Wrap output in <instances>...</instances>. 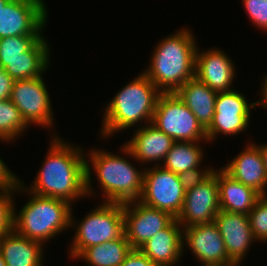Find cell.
I'll list each match as a JSON object with an SVG mask.
<instances>
[{"mask_svg": "<svg viewBox=\"0 0 267 266\" xmlns=\"http://www.w3.org/2000/svg\"><path fill=\"white\" fill-rule=\"evenodd\" d=\"M50 143L37 177L26 189L36 195L62 199L70 204L86 197L84 154L87 153L56 135L52 136Z\"/></svg>", "mask_w": 267, "mask_h": 266, "instance_id": "6da1fadb", "label": "cell"}, {"mask_svg": "<svg viewBox=\"0 0 267 266\" xmlns=\"http://www.w3.org/2000/svg\"><path fill=\"white\" fill-rule=\"evenodd\" d=\"M197 43L193 33L180 29L157 43L144 74L162 92H176L195 77Z\"/></svg>", "mask_w": 267, "mask_h": 266, "instance_id": "7a4b0ae2", "label": "cell"}, {"mask_svg": "<svg viewBox=\"0 0 267 266\" xmlns=\"http://www.w3.org/2000/svg\"><path fill=\"white\" fill-rule=\"evenodd\" d=\"M90 155V156H89ZM86 158V193L92 196L91 167L103 190L104 202L126 203L139 200L143 190L144 169H136L126 157L92 149ZM90 161L91 163H89Z\"/></svg>", "mask_w": 267, "mask_h": 266, "instance_id": "3957f363", "label": "cell"}, {"mask_svg": "<svg viewBox=\"0 0 267 266\" xmlns=\"http://www.w3.org/2000/svg\"><path fill=\"white\" fill-rule=\"evenodd\" d=\"M161 93L143 72L139 74L119 90L106 105L103 111L101 137H109L119 130H127L142 121L151 123Z\"/></svg>", "mask_w": 267, "mask_h": 266, "instance_id": "277c9868", "label": "cell"}, {"mask_svg": "<svg viewBox=\"0 0 267 266\" xmlns=\"http://www.w3.org/2000/svg\"><path fill=\"white\" fill-rule=\"evenodd\" d=\"M25 186L27 185L20 180L18 192L21 190L28 192L30 199L20 212L16 213L14 210V230L18 234L44 245L57 234L76 225L77 221L71 213L72 204L62 199L36 195L28 191Z\"/></svg>", "mask_w": 267, "mask_h": 266, "instance_id": "5b68a950", "label": "cell"}, {"mask_svg": "<svg viewBox=\"0 0 267 266\" xmlns=\"http://www.w3.org/2000/svg\"><path fill=\"white\" fill-rule=\"evenodd\" d=\"M124 230L123 203L103 202L77 223L69 255L76 260L86 248L121 238Z\"/></svg>", "mask_w": 267, "mask_h": 266, "instance_id": "8992f818", "label": "cell"}, {"mask_svg": "<svg viewBox=\"0 0 267 266\" xmlns=\"http://www.w3.org/2000/svg\"><path fill=\"white\" fill-rule=\"evenodd\" d=\"M151 123L175 142L208 141L206 130L175 92L160 94Z\"/></svg>", "mask_w": 267, "mask_h": 266, "instance_id": "52a82bcc", "label": "cell"}, {"mask_svg": "<svg viewBox=\"0 0 267 266\" xmlns=\"http://www.w3.org/2000/svg\"><path fill=\"white\" fill-rule=\"evenodd\" d=\"M153 167L144 169L143 190L139 201L147 206L166 211L177 218L185 198V191L178 174L161 165Z\"/></svg>", "mask_w": 267, "mask_h": 266, "instance_id": "ba28073f", "label": "cell"}, {"mask_svg": "<svg viewBox=\"0 0 267 266\" xmlns=\"http://www.w3.org/2000/svg\"><path fill=\"white\" fill-rule=\"evenodd\" d=\"M258 101L248 103L244 94L235 89L218 92L215 101L213 121L206 129L208 142L215 141L220 133L237 135L244 132L250 123L251 109H256Z\"/></svg>", "mask_w": 267, "mask_h": 266, "instance_id": "9c48e42d", "label": "cell"}, {"mask_svg": "<svg viewBox=\"0 0 267 266\" xmlns=\"http://www.w3.org/2000/svg\"><path fill=\"white\" fill-rule=\"evenodd\" d=\"M40 77L15 80L11 90L10 100L21 112L28 125L53 127L54 117L50 94L47 91L44 79Z\"/></svg>", "mask_w": 267, "mask_h": 266, "instance_id": "30bf717a", "label": "cell"}, {"mask_svg": "<svg viewBox=\"0 0 267 266\" xmlns=\"http://www.w3.org/2000/svg\"><path fill=\"white\" fill-rule=\"evenodd\" d=\"M46 9L44 0H10L0 11V38L43 35Z\"/></svg>", "mask_w": 267, "mask_h": 266, "instance_id": "8fae6325", "label": "cell"}, {"mask_svg": "<svg viewBox=\"0 0 267 266\" xmlns=\"http://www.w3.org/2000/svg\"><path fill=\"white\" fill-rule=\"evenodd\" d=\"M123 212L125 236L132 249H139L175 219L170 213L139 200L123 203Z\"/></svg>", "mask_w": 267, "mask_h": 266, "instance_id": "7c38bea8", "label": "cell"}, {"mask_svg": "<svg viewBox=\"0 0 267 266\" xmlns=\"http://www.w3.org/2000/svg\"><path fill=\"white\" fill-rule=\"evenodd\" d=\"M220 210L217 170L197 187L185 192L184 203L177 221L184 227L214 221Z\"/></svg>", "mask_w": 267, "mask_h": 266, "instance_id": "4fadbf2b", "label": "cell"}, {"mask_svg": "<svg viewBox=\"0 0 267 266\" xmlns=\"http://www.w3.org/2000/svg\"><path fill=\"white\" fill-rule=\"evenodd\" d=\"M185 244L200 264L234 265L228 258L224 240L214 221L184 227L183 252Z\"/></svg>", "mask_w": 267, "mask_h": 266, "instance_id": "5bb4252c", "label": "cell"}, {"mask_svg": "<svg viewBox=\"0 0 267 266\" xmlns=\"http://www.w3.org/2000/svg\"><path fill=\"white\" fill-rule=\"evenodd\" d=\"M214 222L224 240L229 260L235 265H240L249 247L256 242L248 215L219 210Z\"/></svg>", "mask_w": 267, "mask_h": 266, "instance_id": "9a60e30c", "label": "cell"}, {"mask_svg": "<svg viewBox=\"0 0 267 266\" xmlns=\"http://www.w3.org/2000/svg\"><path fill=\"white\" fill-rule=\"evenodd\" d=\"M198 48L195 54V77L217 93L233 90L231 85L236 70L229 55L218 48L202 52Z\"/></svg>", "mask_w": 267, "mask_h": 266, "instance_id": "2e32d148", "label": "cell"}, {"mask_svg": "<svg viewBox=\"0 0 267 266\" xmlns=\"http://www.w3.org/2000/svg\"><path fill=\"white\" fill-rule=\"evenodd\" d=\"M140 127L136 129L133 137L121 146L120 150L124 155L143 164L148 165L149 162L158 161L156 165L160 166L159 162L164 161L175 141L152 123L142 126L140 124Z\"/></svg>", "mask_w": 267, "mask_h": 266, "instance_id": "e0dca14e", "label": "cell"}, {"mask_svg": "<svg viewBox=\"0 0 267 266\" xmlns=\"http://www.w3.org/2000/svg\"><path fill=\"white\" fill-rule=\"evenodd\" d=\"M246 145L245 149L222 169L260 195H267V176L259 148L253 142Z\"/></svg>", "mask_w": 267, "mask_h": 266, "instance_id": "ac0fdd59", "label": "cell"}, {"mask_svg": "<svg viewBox=\"0 0 267 266\" xmlns=\"http://www.w3.org/2000/svg\"><path fill=\"white\" fill-rule=\"evenodd\" d=\"M139 249L157 266L175 265L183 255V227L175 218Z\"/></svg>", "mask_w": 267, "mask_h": 266, "instance_id": "d6986e66", "label": "cell"}, {"mask_svg": "<svg viewBox=\"0 0 267 266\" xmlns=\"http://www.w3.org/2000/svg\"><path fill=\"white\" fill-rule=\"evenodd\" d=\"M42 246L41 242L28 239L15 230L0 237V253L6 266H43Z\"/></svg>", "mask_w": 267, "mask_h": 266, "instance_id": "ffe728a7", "label": "cell"}, {"mask_svg": "<svg viewBox=\"0 0 267 266\" xmlns=\"http://www.w3.org/2000/svg\"><path fill=\"white\" fill-rule=\"evenodd\" d=\"M217 181L220 210L248 215L261 196L254 189L233 179L222 168L217 170Z\"/></svg>", "mask_w": 267, "mask_h": 266, "instance_id": "44dd1931", "label": "cell"}, {"mask_svg": "<svg viewBox=\"0 0 267 266\" xmlns=\"http://www.w3.org/2000/svg\"><path fill=\"white\" fill-rule=\"evenodd\" d=\"M41 37L27 52L15 59H5V72L14 80L40 77L50 66V49Z\"/></svg>", "mask_w": 267, "mask_h": 266, "instance_id": "7402d4cb", "label": "cell"}, {"mask_svg": "<svg viewBox=\"0 0 267 266\" xmlns=\"http://www.w3.org/2000/svg\"><path fill=\"white\" fill-rule=\"evenodd\" d=\"M175 93L206 130L213 121L217 92L194 77Z\"/></svg>", "mask_w": 267, "mask_h": 266, "instance_id": "603a6c76", "label": "cell"}, {"mask_svg": "<svg viewBox=\"0 0 267 266\" xmlns=\"http://www.w3.org/2000/svg\"><path fill=\"white\" fill-rule=\"evenodd\" d=\"M132 250L125 234L121 238L86 248L76 259L91 266H120Z\"/></svg>", "mask_w": 267, "mask_h": 266, "instance_id": "cb8c5ba5", "label": "cell"}, {"mask_svg": "<svg viewBox=\"0 0 267 266\" xmlns=\"http://www.w3.org/2000/svg\"><path fill=\"white\" fill-rule=\"evenodd\" d=\"M200 142H175L160 165L175 174L199 167L204 159Z\"/></svg>", "mask_w": 267, "mask_h": 266, "instance_id": "d4e9b609", "label": "cell"}, {"mask_svg": "<svg viewBox=\"0 0 267 266\" xmlns=\"http://www.w3.org/2000/svg\"><path fill=\"white\" fill-rule=\"evenodd\" d=\"M29 125L23 119L21 112L10 100H0V140L15 141Z\"/></svg>", "mask_w": 267, "mask_h": 266, "instance_id": "484cf974", "label": "cell"}, {"mask_svg": "<svg viewBox=\"0 0 267 266\" xmlns=\"http://www.w3.org/2000/svg\"><path fill=\"white\" fill-rule=\"evenodd\" d=\"M42 35H20L0 38V62L5 67V59H15L27 52Z\"/></svg>", "mask_w": 267, "mask_h": 266, "instance_id": "4316f807", "label": "cell"}, {"mask_svg": "<svg viewBox=\"0 0 267 266\" xmlns=\"http://www.w3.org/2000/svg\"><path fill=\"white\" fill-rule=\"evenodd\" d=\"M18 192V184L0 188V237L14 230V210L16 209L13 194Z\"/></svg>", "mask_w": 267, "mask_h": 266, "instance_id": "83f0119b", "label": "cell"}, {"mask_svg": "<svg viewBox=\"0 0 267 266\" xmlns=\"http://www.w3.org/2000/svg\"><path fill=\"white\" fill-rule=\"evenodd\" d=\"M248 217L254 239L267 242V195L258 198Z\"/></svg>", "mask_w": 267, "mask_h": 266, "instance_id": "f1b7e54d", "label": "cell"}, {"mask_svg": "<svg viewBox=\"0 0 267 266\" xmlns=\"http://www.w3.org/2000/svg\"><path fill=\"white\" fill-rule=\"evenodd\" d=\"M246 14L257 28L267 31V0H242Z\"/></svg>", "mask_w": 267, "mask_h": 266, "instance_id": "f546056e", "label": "cell"}, {"mask_svg": "<svg viewBox=\"0 0 267 266\" xmlns=\"http://www.w3.org/2000/svg\"><path fill=\"white\" fill-rule=\"evenodd\" d=\"M201 167H196L193 169H189L187 171L181 172L178 174L180 183L182 184V187L185 192L188 190L193 189L194 187H197L199 184H201L205 179H207L214 171V168L212 167H205V170L202 169L200 171Z\"/></svg>", "mask_w": 267, "mask_h": 266, "instance_id": "4dcf8cb0", "label": "cell"}, {"mask_svg": "<svg viewBox=\"0 0 267 266\" xmlns=\"http://www.w3.org/2000/svg\"><path fill=\"white\" fill-rule=\"evenodd\" d=\"M120 266H157L140 249H132Z\"/></svg>", "mask_w": 267, "mask_h": 266, "instance_id": "1f68e13d", "label": "cell"}, {"mask_svg": "<svg viewBox=\"0 0 267 266\" xmlns=\"http://www.w3.org/2000/svg\"><path fill=\"white\" fill-rule=\"evenodd\" d=\"M6 166L2 158H0V188L16 186L20 182V178Z\"/></svg>", "mask_w": 267, "mask_h": 266, "instance_id": "d6a6232c", "label": "cell"}, {"mask_svg": "<svg viewBox=\"0 0 267 266\" xmlns=\"http://www.w3.org/2000/svg\"><path fill=\"white\" fill-rule=\"evenodd\" d=\"M14 81L4 69L0 71V100L10 99Z\"/></svg>", "mask_w": 267, "mask_h": 266, "instance_id": "836d02e7", "label": "cell"}, {"mask_svg": "<svg viewBox=\"0 0 267 266\" xmlns=\"http://www.w3.org/2000/svg\"><path fill=\"white\" fill-rule=\"evenodd\" d=\"M263 83H262V89L260 91V93L262 94L261 95V98L259 101H258V104L260 106H263L264 108L267 109V76L264 77L263 79Z\"/></svg>", "mask_w": 267, "mask_h": 266, "instance_id": "e575fe53", "label": "cell"}, {"mask_svg": "<svg viewBox=\"0 0 267 266\" xmlns=\"http://www.w3.org/2000/svg\"><path fill=\"white\" fill-rule=\"evenodd\" d=\"M256 146L259 148V151L261 153L263 164L265 167L266 176H267V143L261 144V146L260 145H256Z\"/></svg>", "mask_w": 267, "mask_h": 266, "instance_id": "d590c367", "label": "cell"}, {"mask_svg": "<svg viewBox=\"0 0 267 266\" xmlns=\"http://www.w3.org/2000/svg\"><path fill=\"white\" fill-rule=\"evenodd\" d=\"M10 0H0V11L3 9Z\"/></svg>", "mask_w": 267, "mask_h": 266, "instance_id": "8d00e7d4", "label": "cell"}, {"mask_svg": "<svg viewBox=\"0 0 267 266\" xmlns=\"http://www.w3.org/2000/svg\"><path fill=\"white\" fill-rule=\"evenodd\" d=\"M202 266H231V265H220V264H207V263H203Z\"/></svg>", "mask_w": 267, "mask_h": 266, "instance_id": "74e56055", "label": "cell"}, {"mask_svg": "<svg viewBox=\"0 0 267 266\" xmlns=\"http://www.w3.org/2000/svg\"><path fill=\"white\" fill-rule=\"evenodd\" d=\"M0 266H6V263H5L1 253H0Z\"/></svg>", "mask_w": 267, "mask_h": 266, "instance_id": "f35d334b", "label": "cell"}, {"mask_svg": "<svg viewBox=\"0 0 267 266\" xmlns=\"http://www.w3.org/2000/svg\"><path fill=\"white\" fill-rule=\"evenodd\" d=\"M1 70H3V68H2V65H1V62H0V71H1Z\"/></svg>", "mask_w": 267, "mask_h": 266, "instance_id": "ab89813d", "label": "cell"}]
</instances>
